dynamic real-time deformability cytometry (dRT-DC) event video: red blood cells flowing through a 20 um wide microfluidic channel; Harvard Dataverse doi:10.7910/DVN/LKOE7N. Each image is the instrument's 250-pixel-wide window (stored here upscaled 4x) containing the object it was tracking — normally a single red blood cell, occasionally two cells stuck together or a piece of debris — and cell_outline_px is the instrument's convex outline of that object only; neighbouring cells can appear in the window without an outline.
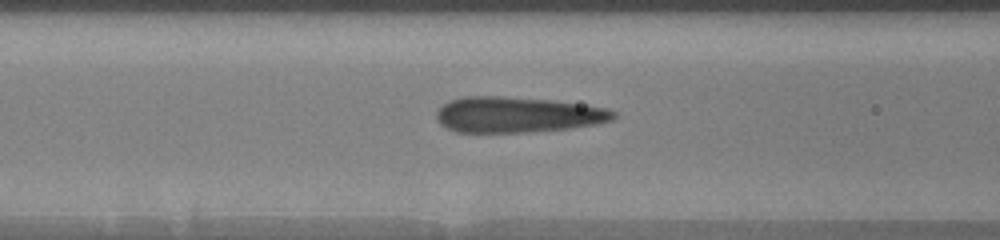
{"species": "human", "species_latin": "Homo sapiens", "temperature_condition": "warm", "stored_images_in_passage": 31, "camera_frame_rate_fps": 3000, "um_per_image_px": 0.085, "donor": {"sex": "male"}, "frame": {"image": 1, "passage_image": 18, "time_ms": 6.667, "image_size_px": [1000, 240], "cell_outline_px": [[616, 116], [612, 120], [596, 124], [568, 128], [524, 132], [456, 132], [440, 124], [436, 120], [436, 112], [448, 100], [464, 96], [500, 96], [552, 100], [604, 108], [616, 112]], "centroid_in_image_um": [43.92, 9.74], "position_along_channel_um": 122.7, "area_um2": 36.59}}
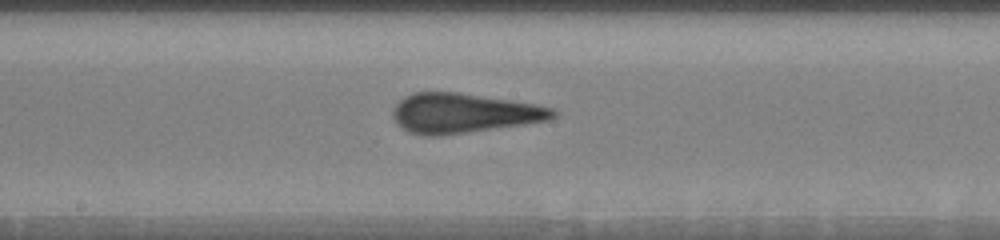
{"frame": {"image": 2, "passage_image": 27, "time_ms": 9.0, "image_size_px": [1000, 240], "cell_outline_px": [[556, 116], [548, 120], [528, 124], [440, 136], [428, 136], [408, 132], [396, 124], [392, 116], [392, 112], [396, 104], [404, 96], [412, 92], [456, 92], [536, 104], [556, 108]], "centroid_in_image_um": [39.4, 9.63], "position_along_channel_um": 208.8, "area_um2": 37.28}}
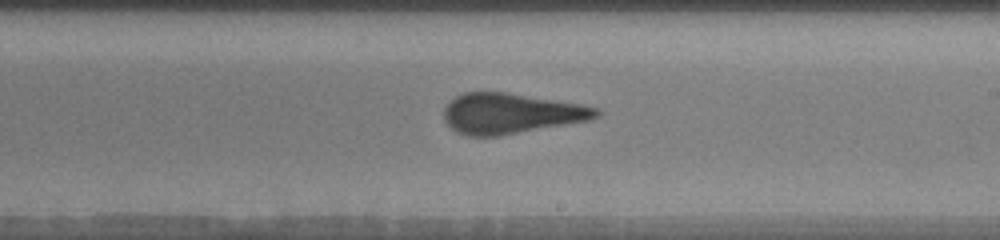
{"frame": {"image": 3, "passage_image": 30, "time_ms": 10.0, "image_size_px": [1000, 240], "cell_outline_px": [[600, 116], [592, 120], [496, 136], [468, 136], [456, 132], [444, 120], [444, 108], [456, 96], [464, 92], [508, 92], [584, 104], [600, 108]], "centroid_in_image_um": [43.48, 9.63], "position_along_channel_um": 245.5, "area_um2": 36.07}}